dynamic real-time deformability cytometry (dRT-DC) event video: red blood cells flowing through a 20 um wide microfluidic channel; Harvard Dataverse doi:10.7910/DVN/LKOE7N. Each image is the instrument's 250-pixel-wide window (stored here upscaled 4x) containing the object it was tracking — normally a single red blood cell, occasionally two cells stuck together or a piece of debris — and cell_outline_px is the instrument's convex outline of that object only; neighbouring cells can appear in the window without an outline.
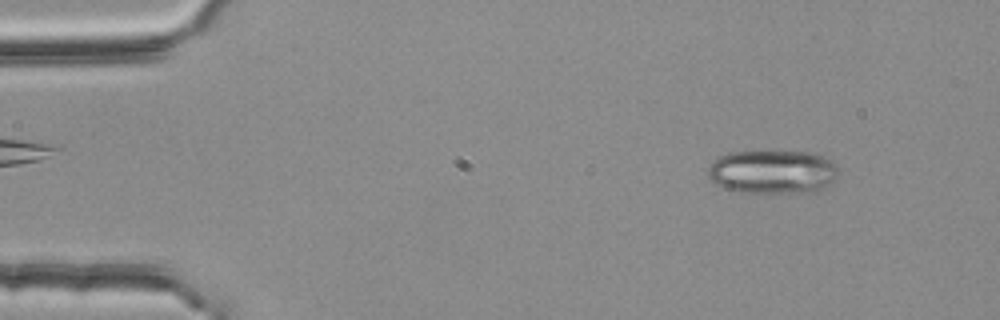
{"species": "common noctule bat (a hibernating species)", "species_latin": "Nyctalus noctula", "temperature_condition": "room temperature", "stored_images_in_passage": 4, "camera_frame_rate_fps": 3000, "um_per_image_px": 0.085, "animal": {"sex": "female", "body_mass_g": 25.1}, "frame": {"image": 1, "passage_image": 1, "time_ms": 0.0, "image_size_px": [1000, 320], "cell_outline_px": [[840, 172], [828, 184], [820, 188], [796, 192], [740, 192], [724, 188], [716, 184], [708, 176], [708, 168], [720, 156], [732, 152], [812, 152], [824, 156], [832, 160], [836, 164]], "centroid_in_image_um": [65.67, 14.59], "position_along_channel_um": 19.3, "area_um2": 32.66}}